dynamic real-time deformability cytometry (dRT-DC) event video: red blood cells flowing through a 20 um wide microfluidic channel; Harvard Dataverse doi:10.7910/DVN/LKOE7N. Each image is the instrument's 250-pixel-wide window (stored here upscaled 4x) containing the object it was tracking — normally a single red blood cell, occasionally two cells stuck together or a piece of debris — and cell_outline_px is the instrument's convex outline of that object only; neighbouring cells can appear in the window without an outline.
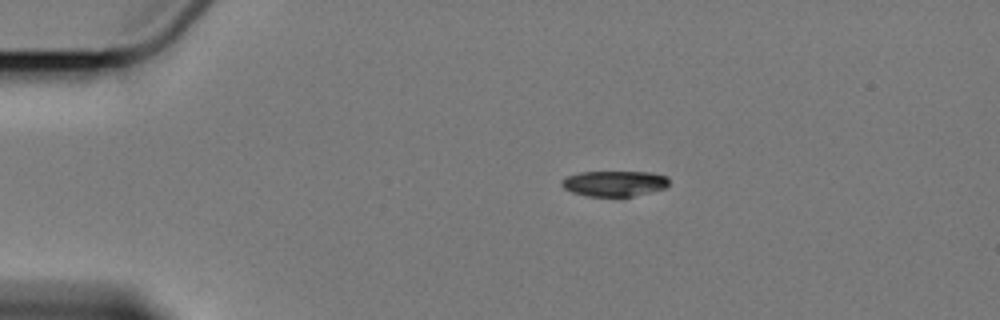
{"species": "Egyptian fruit bat (a non-hibernating species)", "species_latin": "Rousettus aegyptiacus", "temperature_condition": "cold", "stored_images_in_passage": 9, "camera_frame_rate_fps": 3000, "um_per_image_px": 0.085, "animal": {"sex": "female"}, "frame": {"image": 1, "passage_image": 1, "time_ms": 0.0, "image_size_px": [1000, 320], "cell_outline_px": [[668, 184], [664, 188], [632, 196], [588, 196], [572, 192], [564, 188], [560, 184], [568, 176], [580, 172], [648, 172], [668, 176]], "centroid_in_image_um": [52.22, 15.59], "position_along_channel_um": 32.8, "area_um2": 15.72}}
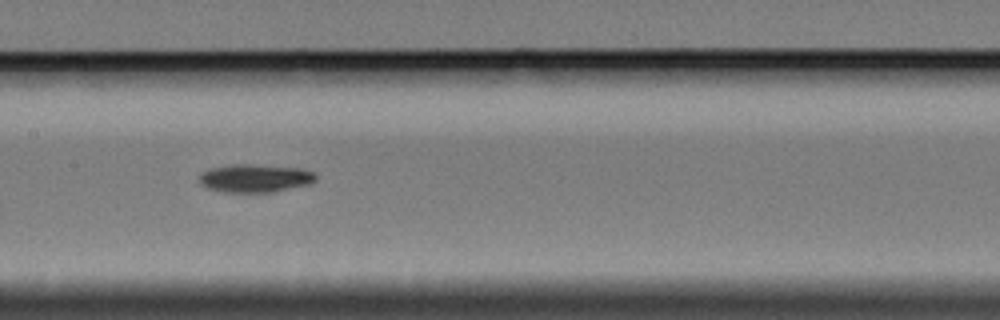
{"frame": {"image": 2, "passage_image": 6, "time_ms": 6.0, "image_size_px": [1000, 320], "cell_outline_px": [[316, 180], [308, 184], [272, 192], [224, 192], [208, 188], [200, 184], [200, 172], [208, 168], [232, 164], [248, 164], [300, 168], [312, 172], [316, 176]], "centroid_in_image_um": [21.62, 15.14], "position_along_channel_um": 185.8, "area_um2": 19.02}}
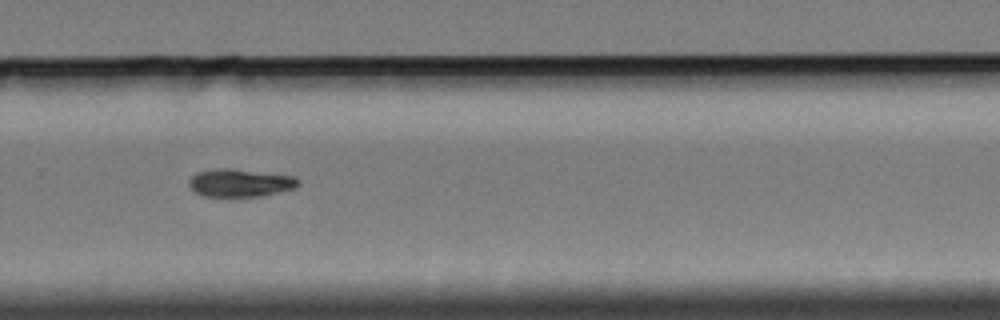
{"frame": {"image": 3, "passage_image": 9, "time_ms": 9.667, "image_size_px": [1000, 320], "cell_outline_px": [[300, 184], [296, 188], [260, 196], [204, 196], [196, 192], [188, 184], [188, 180], [196, 172], [216, 168], [228, 168], [296, 176], [300, 180]], "centroid_in_image_um": [20.43, 15.53], "position_along_channel_um": 309.4, "area_um2": 17.74}}